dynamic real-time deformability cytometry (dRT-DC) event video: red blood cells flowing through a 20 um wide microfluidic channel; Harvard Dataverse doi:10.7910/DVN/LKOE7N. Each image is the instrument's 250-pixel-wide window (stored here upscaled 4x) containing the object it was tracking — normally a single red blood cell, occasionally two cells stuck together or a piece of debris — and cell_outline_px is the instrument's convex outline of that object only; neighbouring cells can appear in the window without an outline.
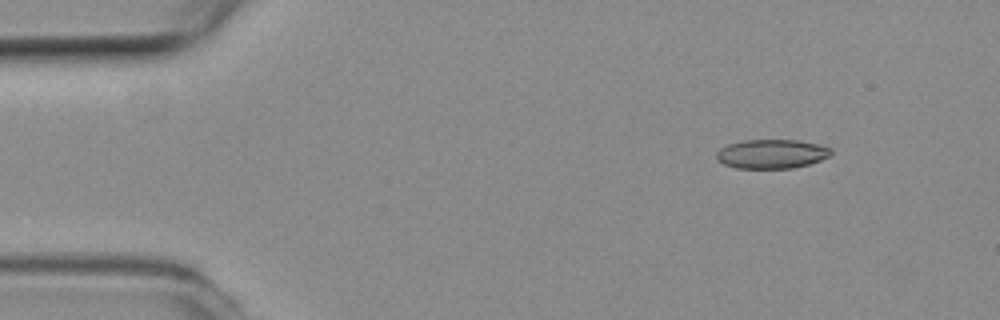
{"species": "common noctule bat (a hibernating species)", "species_latin": "Nyctalus noctula", "temperature_condition": "room temperature", "stored_images_in_passage": 6, "camera_frame_rate_fps": 3000, "um_per_image_px": 0.085, "animal": {"sex": "female", "body_mass_g": 19.3, "forearm_length_mm": 54.1}, "frame": {"image": 1, "passage_image": 1, "time_ms": 0.0, "image_size_px": [1000, 320], "cell_outline_px": [[832, 152], [828, 156], [820, 160], [808, 164], [792, 168], [736, 168], [724, 164], [716, 156], [716, 152], [720, 148], [728, 144], [744, 140], [796, 140], [816, 144], [832, 148]], "centroid_in_image_um": [65.58, 13.08], "position_along_channel_um": 19.4, "area_um2": 19.25}}
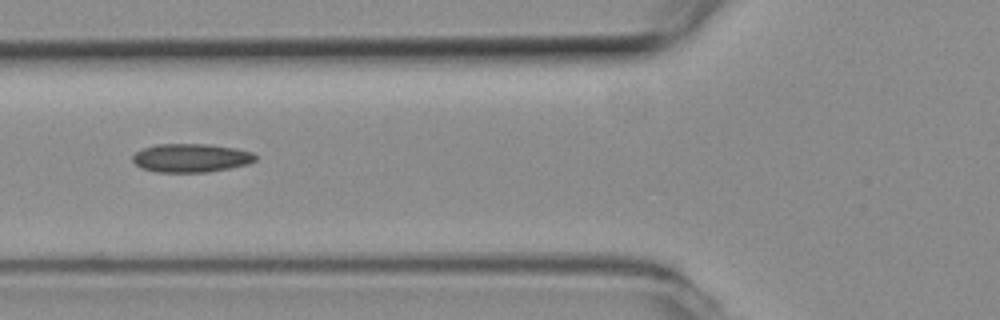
{"frame": {"image": 2, "passage_image": 5, "time_ms": 1.333, "image_size_px": [1000, 320], "cell_outline_px": [[256, 160], [248, 164], [208, 172], [156, 172], [140, 168], [132, 160], [132, 156], [136, 152], [144, 148], [156, 144], [208, 144], [236, 148], [252, 152], [256, 156]], "centroid_in_image_um": [16.22, 13.42], "position_along_channel_um": 109.6, "area_um2": 20.46}}
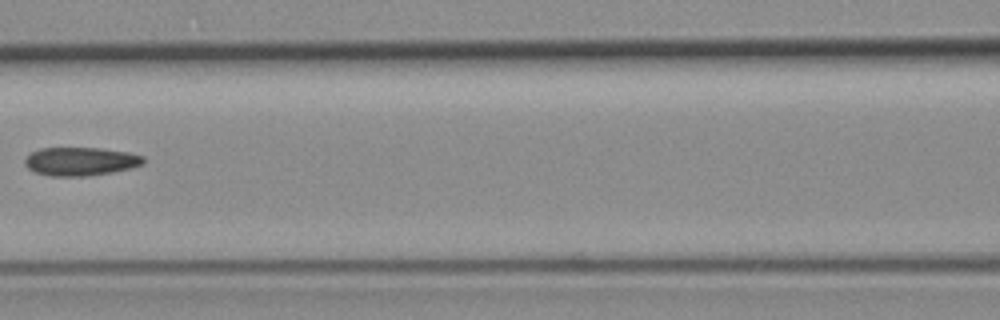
{"frame": {"image": 3, "passage_image": 6, "time_ms": 1.667, "image_size_px": [1000, 320], "cell_outline_px": [[144, 160], [140, 164], [132, 168], [112, 172], [88, 176], [48, 176], [36, 172], [28, 168], [24, 164], [24, 160], [32, 152], [40, 148], [100, 148], [128, 152], [144, 156]], "centroid_in_image_um": [6.83, 13.72], "position_along_channel_um": 159.8, "area_um2": 19.59}}